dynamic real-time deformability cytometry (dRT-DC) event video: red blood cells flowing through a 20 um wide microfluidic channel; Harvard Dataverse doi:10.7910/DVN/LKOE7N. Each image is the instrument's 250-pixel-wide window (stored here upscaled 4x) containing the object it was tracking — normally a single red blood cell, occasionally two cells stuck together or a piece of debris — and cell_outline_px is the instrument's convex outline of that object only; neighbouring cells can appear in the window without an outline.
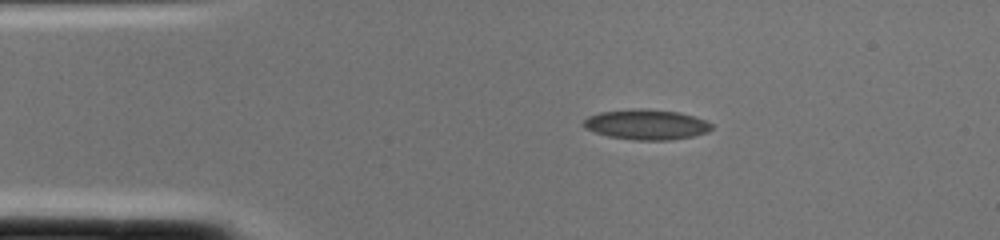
{"species": "common noctule bat (a hibernating species)", "species_latin": "Nyctalus noctula", "temperature_condition": "cold", "stored_images_in_passage": 1, "camera_frame_rate_fps": 3000, "um_per_image_px": 0.085, "animal": {"sex": "female", "body_mass_g": 22.0, "forearm_length_mm": 56.7}, "frame": {"image": 1, "passage_image": 1, "time_ms": 0.0, "image_size_px": [1000, 240], "cell_outline_px": [[712, 128], [708, 132], [692, 136], [672, 140], [636, 140], [608, 136], [584, 128], [580, 124], [588, 116], [600, 112], [636, 108], [648, 108], [680, 112], [696, 116], [712, 124]], "centroid_in_image_um": [54.94, 10.57], "position_along_channel_um": 30.1, "area_um2": 22.77}}